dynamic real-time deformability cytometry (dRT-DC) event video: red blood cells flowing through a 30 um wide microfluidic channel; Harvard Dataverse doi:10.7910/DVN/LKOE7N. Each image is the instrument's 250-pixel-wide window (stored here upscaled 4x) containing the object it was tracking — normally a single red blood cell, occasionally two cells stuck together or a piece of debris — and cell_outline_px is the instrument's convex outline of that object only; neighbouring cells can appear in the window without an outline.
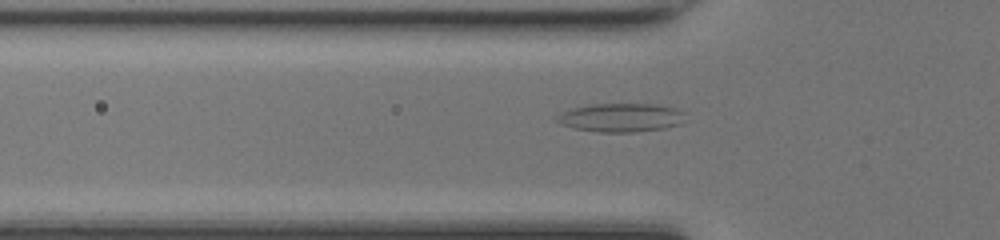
{"species": "common noctule bat (a hibernating species)", "species_latin": "Nyctalus noctula", "temperature_condition": "room temperature", "stored_images_in_passage": 34, "camera_frame_rate_fps": 3000, "um_per_image_px": 0.085, "animal": {"sex": "female", "body_mass_g": 17.0, "forearm_length_mm": 48.0}, "frame": {"image": 1, "passage_image": 2, "time_ms": 0.333, "image_size_px": [1000, 240], "cell_outline_px": [[684, 112], [680, 124], [664, 128], [632, 132], [600, 132], [576, 128], [560, 124], [556, 120], [556, 116], [560, 112], [572, 108], [592, 104], [656, 104], [676, 108]], "centroid_in_image_um": [52.75, 9.99], "position_along_channel_um": 73.0, "area_um2": 21.27}}
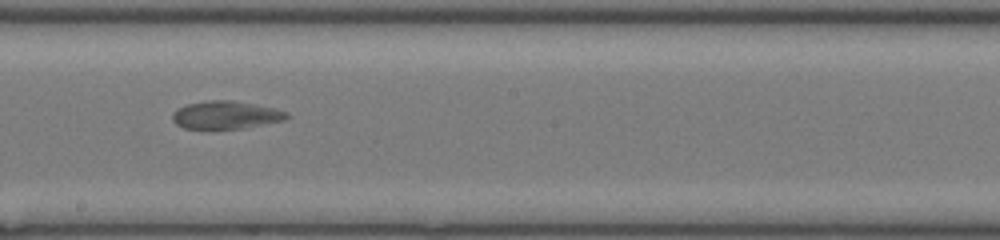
{"frame": {"image": 2, "passage_image": 13, "time_ms": 4.0, "image_size_px": [1000, 240], "cell_outline_px": [[288, 116], [284, 120], [244, 128], [212, 132], [184, 128], [176, 124], [172, 120], [172, 112], [176, 108], [188, 104], [208, 100], [232, 100], [272, 108], [288, 112]], "centroid_in_image_um": [19.1, 9.82], "position_along_channel_um": 229.1, "area_um2": 19.19}}
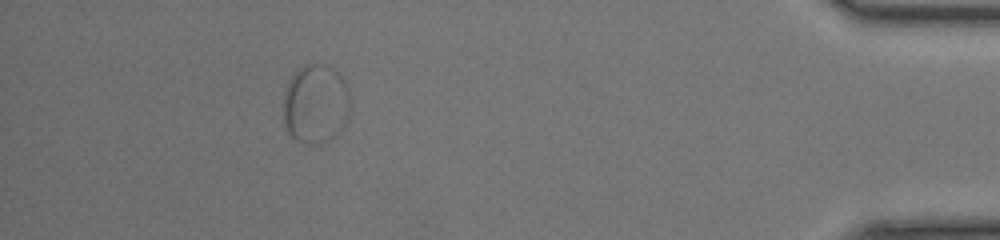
{"frame": {"image": 3, "passage_image": 30, "time_ms": 9.667, "image_size_px": [1000, 240], "cell_outline_px": [[348, 116], [344, 124], [328, 140], [320, 144], [296, 140], [288, 132], [284, 124], [284, 92], [292, 76], [304, 64], [324, 64], [332, 68], [344, 80], [348, 88]], "centroid_in_image_um": [26.81, 8.81], "position_along_channel_um": 408.4, "area_um2": 30.29}}